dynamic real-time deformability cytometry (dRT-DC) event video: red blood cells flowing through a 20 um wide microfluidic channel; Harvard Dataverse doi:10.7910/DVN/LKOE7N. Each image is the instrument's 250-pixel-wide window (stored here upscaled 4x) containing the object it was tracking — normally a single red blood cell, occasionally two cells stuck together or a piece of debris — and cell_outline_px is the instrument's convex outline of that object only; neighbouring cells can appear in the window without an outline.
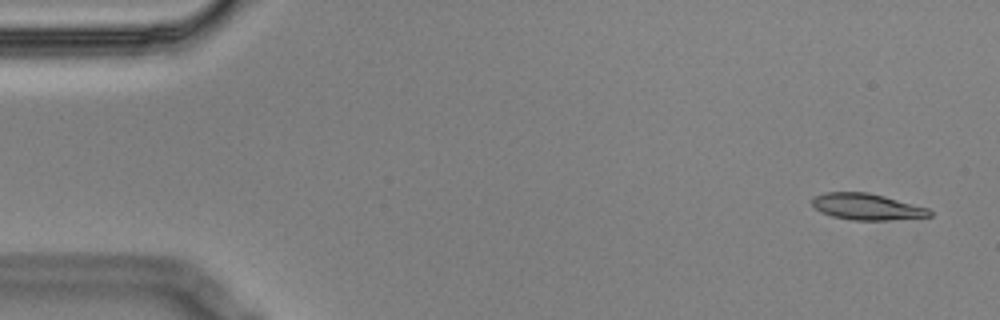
{"species": "Egyptian fruit bat (a non-hibernating species)", "species_latin": "Rousettus aegyptiacus", "temperature_condition": "cold", "stored_images_in_passage": 4, "camera_frame_rate_fps": 3000, "um_per_image_px": 0.085, "animal": {"sex": "male"}, "frame": {"image": 1, "passage_image": 1, "time_ms": 0.0, "image_size_px": [1000, 320], "cell_outline_px": [[932, 216], [888, 220], [852, 220], [832, 216], [820, 212], [812, 204], [812, 196], [824, 192], [868, 192], [884, 196], [928, 208], [932, 212]], "centroid_in_image_um": [73.65, 17.56], "position_along_channel_um": 11.4, "area_um2": 18.03}}
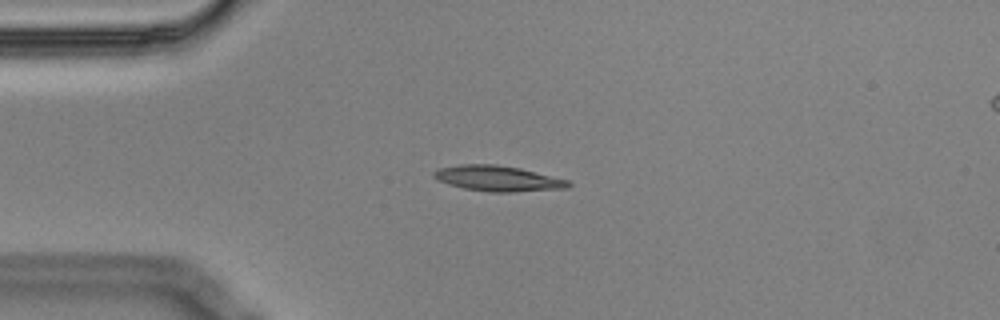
{"frame": {"image": 2, "passage_image": 4, "time_ms": 1.0, "image_size_px": [1000, 320], "cell_outline_px": [[572, 184], [568, 188], [512, 192], [492, 192], [464, 188], [448, 184], [432, 176], [432, 172], [440, 168], [460, 164], [496, 164], [520, 168], [568, 180]], "centroid_in_image_um": [42.32, 15.16], "position_along_channel_um": 42.7, "area_um2": 19.88}}